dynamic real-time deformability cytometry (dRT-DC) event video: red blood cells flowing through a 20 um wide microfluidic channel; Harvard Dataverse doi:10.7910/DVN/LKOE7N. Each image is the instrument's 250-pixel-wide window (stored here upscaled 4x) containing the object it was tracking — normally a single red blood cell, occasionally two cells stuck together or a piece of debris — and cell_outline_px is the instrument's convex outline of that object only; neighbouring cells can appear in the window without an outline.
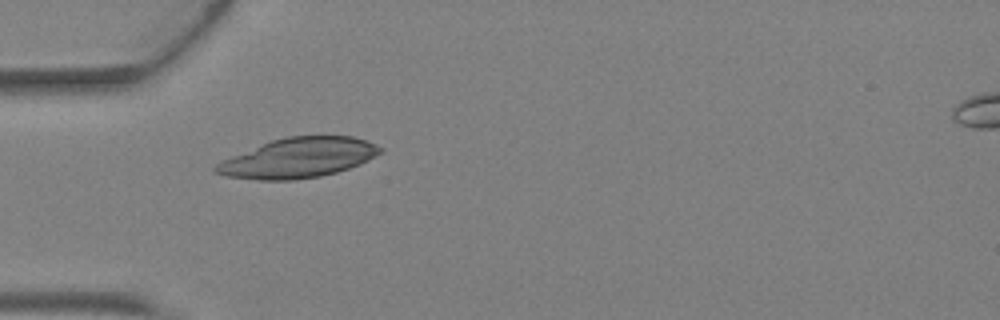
{"species": "Egyptian fruit bat (a non-hibernating species)", "species_latin": "Rousettus aegyptiacus", "temperature_condition": "warm", "stored_images_in_passage": 2, "camera_frame_rate_fps": 3000, "um_per_image_px": 0.085, "animal": {"sex": "female"}, "frame": {"image": 1, "passage_image": 2, "time_ms": 0.333, "image_size_px": [1000, 320], "cell_outline_px": [[384, 152], [360, 164], [336, 172], [320, 176], [292, 180], [260, 180], [228, 176], [212, 172], [212, 168], [216, 164], [232, 156], [272, 140], [288, 136], [352, 136], [376, 144], [384, 148]], "centroid_in_image_um": [25.39, 13.42], "position_along_channel_um": 59.6, "area_um2": 37.92}}